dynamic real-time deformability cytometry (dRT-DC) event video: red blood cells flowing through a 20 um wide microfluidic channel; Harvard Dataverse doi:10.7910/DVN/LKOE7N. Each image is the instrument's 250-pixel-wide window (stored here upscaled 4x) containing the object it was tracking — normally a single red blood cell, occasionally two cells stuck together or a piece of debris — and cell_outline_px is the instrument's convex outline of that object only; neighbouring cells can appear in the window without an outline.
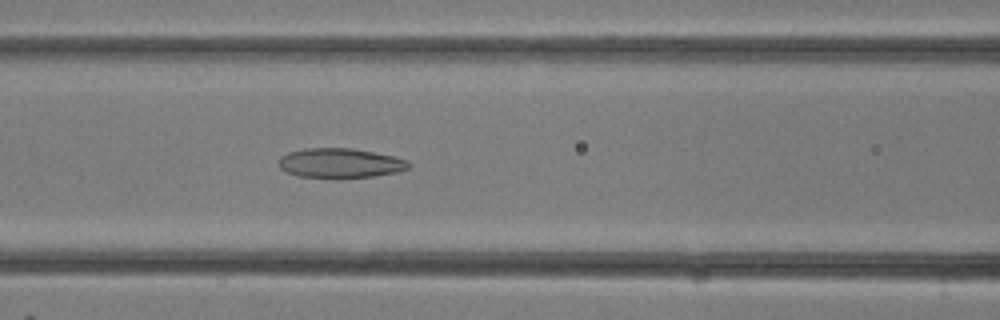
{"species": "common noctule bat (a hibernating species)", "species_latin": "Nyctalus noctula", "temperature_condition": "room temperature", "stored_images_in_passage": 12, "camera_frame_rate_fps": 3000, "um_per_image_px": 0.085, "animal": {"sex": "female"}, "frame": {"image": 1, "passage_image": 10, "time_ms": 3.0, "image_size_px": [1000, 320], "cell_outline_px": [[412, 164], [408, 168], [400, 172], [372, 176], [340, 180], [336, 180], [296, 176], [280, 168], [280, 156], [288, 152], [304, 148], [352, 148], [392, 156], [408, 160]], "centroid_in_image_um": [28.92, 13.9], "position_along_channel_um": 137.7, "area_um2": 23.06}}
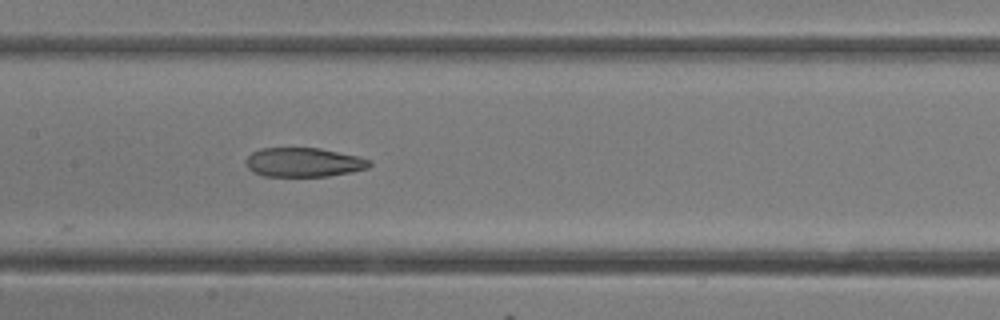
{"frame": {"image": 2, "passage_image": 12, "time_ms": 3.667, "image_size_px": [1000, 320], "cell_outline_px": [[372, 164], [368, 168], [352, 172], [328, 176], [264, 176], [252, 172], [248, 168], [244, 160], [252, 152], [260, 148], [320, 148], [360, 156], [372, 160]], "centroid_in_image_um": [25.83, 13.79], "position_along_channel_um": 181.6, "area_um2": 21.27}}